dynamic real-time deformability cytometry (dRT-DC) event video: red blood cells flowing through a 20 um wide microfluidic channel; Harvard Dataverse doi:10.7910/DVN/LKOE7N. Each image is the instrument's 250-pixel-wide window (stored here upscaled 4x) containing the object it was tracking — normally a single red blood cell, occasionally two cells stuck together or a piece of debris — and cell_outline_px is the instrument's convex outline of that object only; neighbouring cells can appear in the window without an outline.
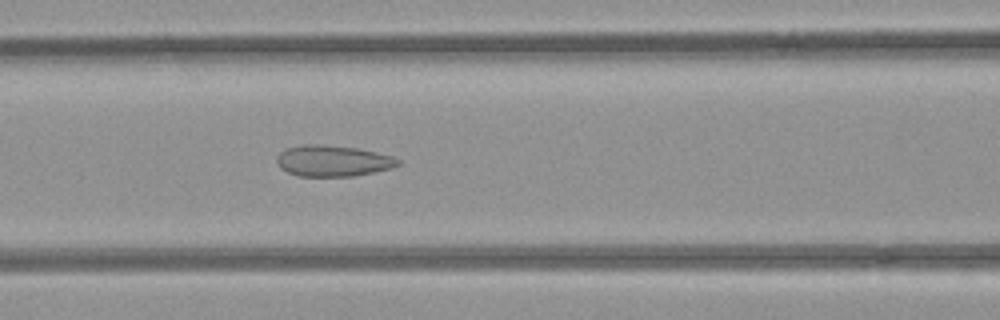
{"species": "common noctule bat (a hibernating species)", "species_latin": "Nyctalus noctula", "temperature_condition": "room temperature", "stored_images_in_passage": 42, "camera_frame_rate_fps": 3000, "um_per_image_px": 0.085, "animal": {"sex": "female", "body_mass_g": 21.9}, "frame": {"image": 1, "passage_image": 12, "time_ms": 3.667, "image_size_px": [1000, 320], "cell_outline_px": [[400, 164], [392, 168], [352, 176], [300, 176], [288, 172], [280, 168], [276, 164], [276, 156], [284, 148], [304, 144], [316, 144], [356, 148], [376, 152], [392, 156], [400, 160]], "centroid_in_image_um": [28.25, 13.67], "position_along_channel_um": 138.4, "area_um2": 21.96}}
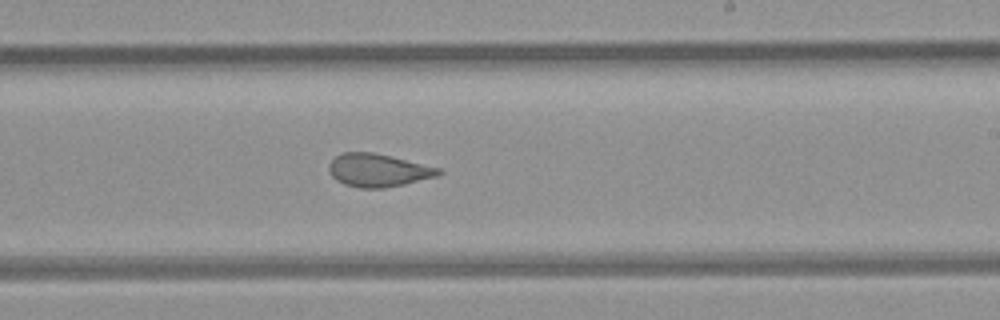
{"frame": {"image": 2, "passage_image": 21, "time_ms": 6.667, "image_size_px": [1000, 320], "cell_outline_px": [[444, 172], [436, 176], [404, 184], [384, 188], [360, 188], [344, 184], [336, 180], [332, 176], [328, 168], [328, 164], [336, 156], [344, 152], [372, 152], [392, 156], [440, 168]], "centroid_in_image_um": [32.13, 14.47], "position_along_channel_um": 256.9, "area_um2": 21.04}}
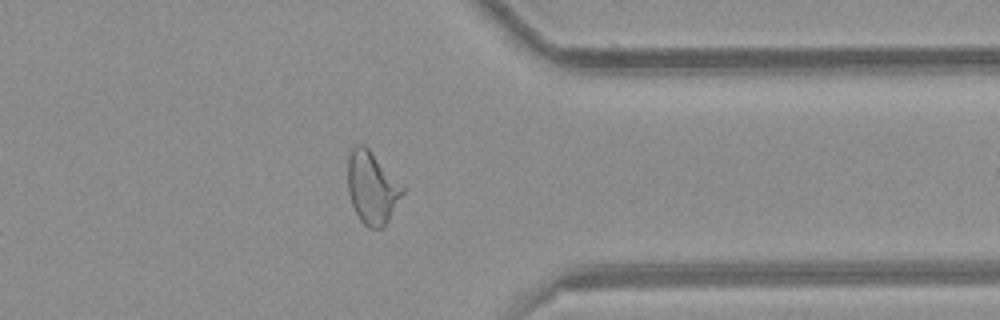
{"frame": {"image": 3, "passage_image": 31, "time_ms": 10.0, "image_size_px": [1000, 320], "cell_outline_px": [[404, 192], [388, 220], [380, 228], [368, 228], [360, 220], [352, 204], [348, 192], [348, 156], [352, 148], [356, 144], [364, 144], [368, 148], [404, 188]], "centroid_in_image_um": [31.59, 15.95], "position_along_channel_um": 379.8, "area_um2": 22.6}, "authors_computed_cell_mechanics": {"area_um2": 22.6576, "velocity_mm_per_s": 3.9625, "shape_relaxation_time_tau1_ms": null, "shape_relaxation_time_tau2_ms": 1.4743, "deformation_change_tau1": null, "deformation_change_tau2": 0.0965}}